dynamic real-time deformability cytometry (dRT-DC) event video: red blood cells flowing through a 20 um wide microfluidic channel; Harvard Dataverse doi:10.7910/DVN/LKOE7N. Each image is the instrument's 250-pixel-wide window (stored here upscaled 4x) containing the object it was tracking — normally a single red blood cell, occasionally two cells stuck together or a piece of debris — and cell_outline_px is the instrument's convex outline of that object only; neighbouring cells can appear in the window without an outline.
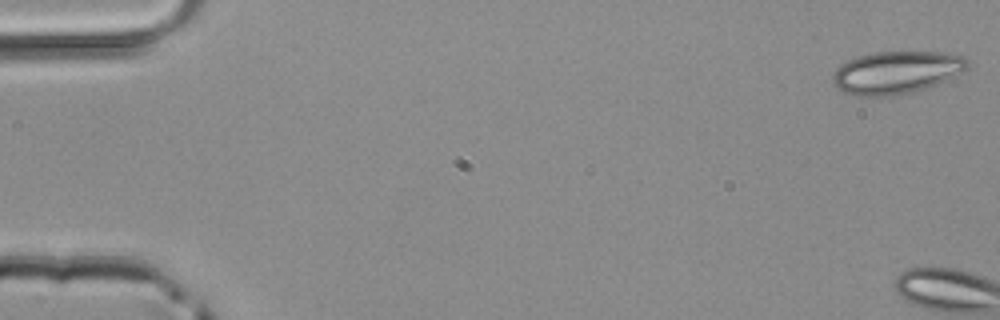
{"species": "common noctule bat (a hibernating species)", "species_latin": "Nyctalus noctula", "temperature_condition": "room temperature", "stored_images_in_passage": 3, "camera_frame_rate_fps": 3000, "um_per_image_px": 0.085, "animal": {"sex": "male", "body_mass_g": 20.4}, "frame": {"image": 1, "passage_image": 1, "time_ms": 0.0, "image_size_px": [1000, 320], "cell_outline_px": [[968, 68], [928, 88], [912, 92], [888, 96], [852, 96], [836, 88], [832, 80], [832, 72], [840, 64], [856, 56], [876, 52], [948, 52], [964, 56], [968, 60]], "centroid_in_image_um": [76.15, 6.15], "position_along_channel_um": 8.9, "area_um2": 33.64}}